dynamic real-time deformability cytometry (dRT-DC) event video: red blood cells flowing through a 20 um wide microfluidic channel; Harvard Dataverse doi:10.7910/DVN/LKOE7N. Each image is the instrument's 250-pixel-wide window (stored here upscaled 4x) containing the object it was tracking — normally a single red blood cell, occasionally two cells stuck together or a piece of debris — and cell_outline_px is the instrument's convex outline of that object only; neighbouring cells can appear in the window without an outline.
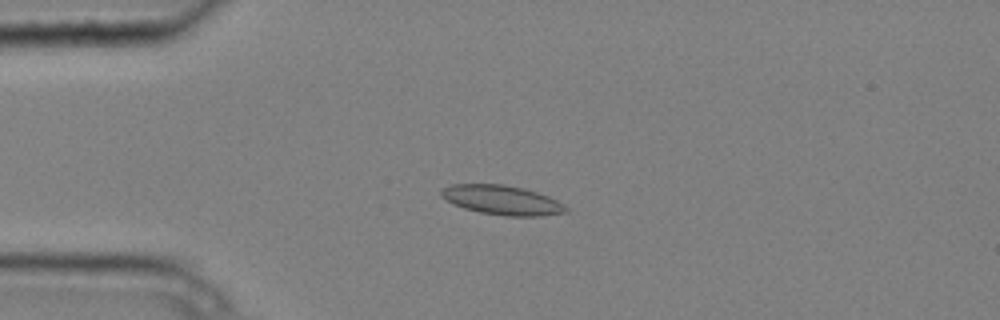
{"species": "common noctule bat (a hibernating species)", "species_latin": "Nyctalus noctula", "temperature_condition": "cold", "stored_images_in_passage": 4, "camera_frame_rate_fps": 3000, "um_per_image_px": 0.085, "animal": {"sex": "male", "body_mass_g": 20.4}, "frame": {"image": 1, "passage_image": 4, "time_ms": 1.0, "image_size_px": [1000, 320], "cell_outline_px": [[568, 212], [540, 216], [504, 216], [480, 212], [464, 208], [452, 204], [440, 196], [440, 192], [444, 188], [452, 184], [504, 184], [524, 188], [548, 196], [564, 204], [568, 208]], "centroid_in_image_um": [42.67, 17.01], "position_along_channel_um": 42.3, "area_um2": 21.44}}